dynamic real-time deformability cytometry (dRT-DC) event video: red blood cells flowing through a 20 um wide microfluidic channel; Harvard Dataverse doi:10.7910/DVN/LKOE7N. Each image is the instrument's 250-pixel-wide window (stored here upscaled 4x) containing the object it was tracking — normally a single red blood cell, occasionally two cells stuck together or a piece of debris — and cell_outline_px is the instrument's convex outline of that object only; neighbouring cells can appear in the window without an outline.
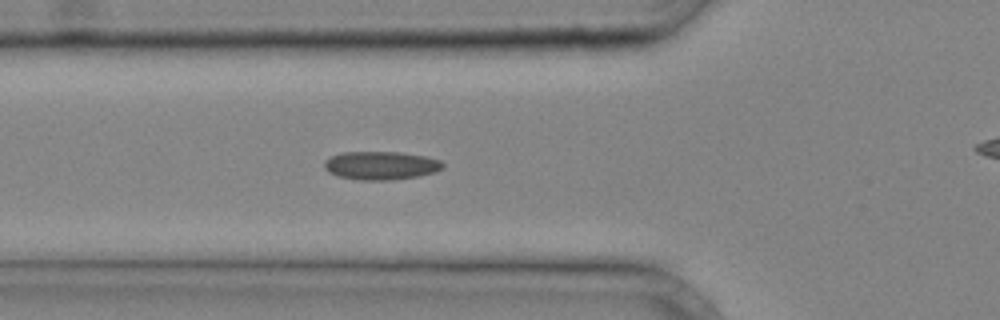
{"species": "common noctule bat (a hibernating species)", "species_latin": "Nyctalus noctula", "temperature_condition": "cold", "stored_images_in_passage": 26, "camera_frame_rate_fps": 3000, "um_per_image_px": 0.085, "animal": {"sex": "male", "body_mass_g": 20.4}, "frame": {"image": 1, "passage_image": 5, "time_ms": 1.333, "image_size_px": [1000, 320], "cell_outline_px": [[444, 168], [432, 172], [416, 176], [392, 180], [360, 180], [336, 176], [328, 172], [324, 168], [324, 160], [340, 152], [400, 152], [424, 156], [440, 160], [444, 164]], "centroid_in_image_um": [32.33, 14.06], "position_along_channel_um": 93.5, "area_um2": 19.59}}
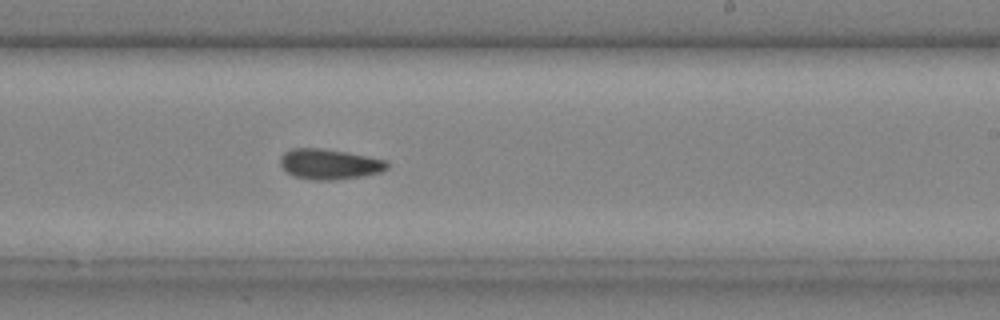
{"frame": {"image": 2, "passage_image": 15, "time_ms": 4.667, "image_size_px": [1000, 320], "cell_outline_px": [[388, 168], [380, 172], [360, 176], [328, 180], [316, 180], [296, 176], [288, 172], [280, 164], [280, 156], [284, 152], [292, 148], [324, 148], [348, 152], [388, 160]], "centroid_in_image_um": [28.01, 13.92], "position_along_channel_um": 261.0, "area_um2": 18.79}}